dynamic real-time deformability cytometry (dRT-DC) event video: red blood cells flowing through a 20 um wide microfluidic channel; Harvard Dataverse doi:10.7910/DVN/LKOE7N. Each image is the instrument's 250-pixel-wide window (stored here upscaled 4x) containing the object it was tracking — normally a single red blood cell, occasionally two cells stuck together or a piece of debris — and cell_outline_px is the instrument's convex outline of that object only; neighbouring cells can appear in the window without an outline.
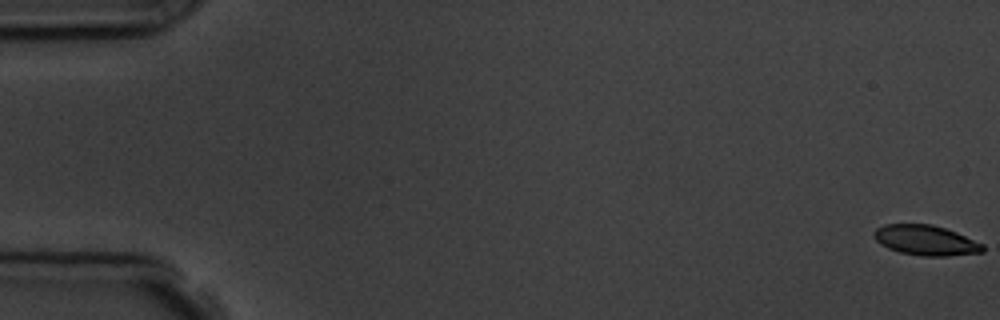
{"species": "common noctule bat (a hibernating species)", "species_latin": "Nyctalus noctula", "temperature_condition": "room temperature", "stored_images_in_passage": 12, "camera_frame_rate_fps": 3000, "um_per_image_px": 0.085, "animal": {"sex": "male", "body_mass_g": 19.5, "forearm_length_mm": 54.6}, "frame": {"image": 1, "passage_image": 1, "time_ms": 0.0, "image_size_px": [1000, 320], "cell_outline_px": [[984, 252], [944, 256], [924, 256], [900, 252], [888, 248], [880, 244], [872, 236], [872, 232], [876, 228], [884, 224], [932, 224], [956, 232], [984, 244]], "centroid_in_image_um": [78.66, 20.42], "position_along_channel_um": 6.3, "area_um2": 19.13}}